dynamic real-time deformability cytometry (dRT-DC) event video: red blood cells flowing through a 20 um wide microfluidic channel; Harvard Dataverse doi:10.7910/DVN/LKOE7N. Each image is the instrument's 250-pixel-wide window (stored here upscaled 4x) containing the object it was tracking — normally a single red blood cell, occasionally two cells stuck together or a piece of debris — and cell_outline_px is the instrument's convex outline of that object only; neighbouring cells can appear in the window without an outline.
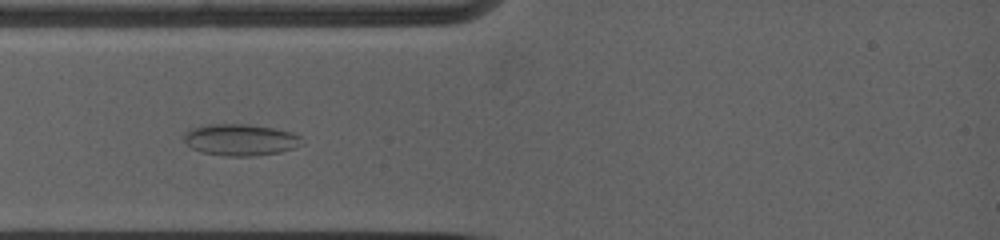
{"species": "common noctule bat (a hibernating species)", "species_latin": "Nyctalus noctula", "temperature_condition": "warm", "stored_images_in_passage": 13, "camera_frame_rate_fps": 5000, "um_per_image_px": 0.085, "animal": {"sex": "female", "body_mass_g": 19.0, "forearm_length_mm": 53.3}, "frame": {"image": 1, "passage_image": 6, "time_ms": 2.0, "image_size_px": [1000, 240], "cell_outline_px": [[304, 144], [280, 152], [252, 156], [224, 156], [200, 152], [192, 148], [184, 140], [184, 132], [200, 124], [248, 124], [272, 128], [292, 132], [300, 136]], "centroid_in_image_um": [20.41, 11.88], "position_along_channel_um": 64.6, "area_um2": 21.85}}